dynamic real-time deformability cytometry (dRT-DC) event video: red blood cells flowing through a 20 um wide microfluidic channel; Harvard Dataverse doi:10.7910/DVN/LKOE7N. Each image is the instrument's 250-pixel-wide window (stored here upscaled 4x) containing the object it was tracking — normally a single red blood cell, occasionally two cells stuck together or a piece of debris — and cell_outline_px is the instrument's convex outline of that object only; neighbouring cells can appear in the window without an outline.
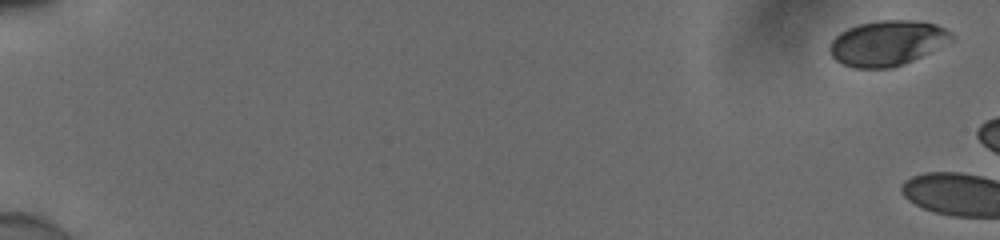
{"species": "human", "species_latin": "Homo sapiens", "temperature_condition": "cold", "stored_images_in_passage": 4, "camera_frame_rate_fps": 3000, "um_per_image_px": 0.085, "donor": {"sex": "male"}, "frame": {"image": 1, "passage_image": 1, "time_ms": 0.0, "image_size_px": [1000, 240], "cell_outline_px": [[952, 40], [912, 60], [892, 68], [852, 68], [836, 60], [832, 56], [828, 48], [832, 40], [840, 32], [848, 28], [860, 24], [884, 20], [916, 20], [936, 24], [952, 32]], "centroid_in_image_um": [75.39, 3.66], "position_along_channel_um": 9.6, "area_um2": 31.73}}